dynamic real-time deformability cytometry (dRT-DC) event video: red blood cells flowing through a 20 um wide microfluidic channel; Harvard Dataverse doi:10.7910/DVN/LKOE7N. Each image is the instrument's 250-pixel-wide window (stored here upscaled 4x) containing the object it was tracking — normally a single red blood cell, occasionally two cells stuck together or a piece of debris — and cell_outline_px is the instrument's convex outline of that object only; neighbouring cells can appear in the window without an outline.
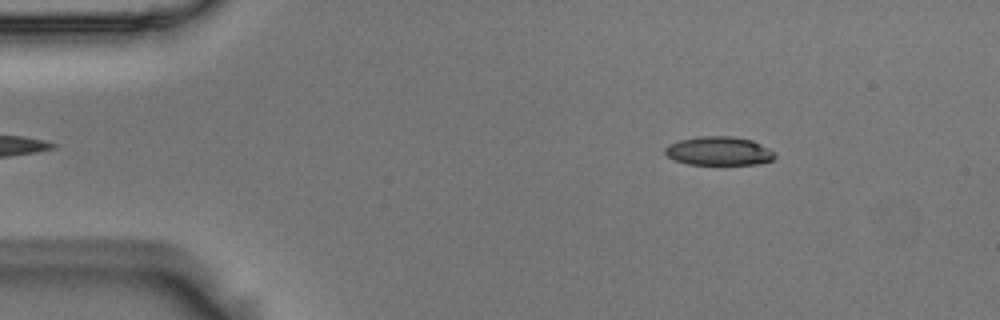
{"species": "Egyptian fruit bat (a non-hibernating species)", "species_latin": "Rousettus aegyptiacus", "temperature_condition": "room temperature", "stored_images_in_passage": 53, "camera_frame_rate_fps": 3000, "um_per_image_px": 0.085, "animal": {"sex": "male"}, "frame": {"image": 1, "passage_image": 6, "time_ms": 1.667, "image_size_px": [1000, 320], "cell_outline_px": [[776, 156], [772, 160], [760, 164], [688, 164], [676, 160], [668, 156], [664, 152], [664, 148], [668, 144], [680, 140], [700, 136], [732, 136], [752, 140], [776, 152]], "centroid_in_image_um": [61.12, 12.83], "position_along_channel_um": 23.9, "area_um2": 18.38}}
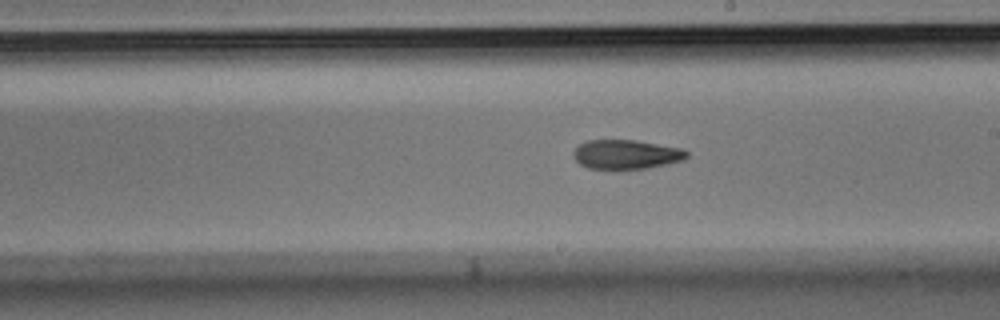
{"frame": {"image": 2, "passage_image": 29, "time_ms": 9.333, "image_size_px": [1000, 320], "cell_outline_px": [[688, 156], [684, 160], [668, 164], [648, 168], [620, 172], [612, 172], [588, 168], [580, 164], [572, 156], [572, 152], [580, 144], [588, 140], [636, 140], [684, 148], [688, 152]], "centroid_in_image_um": [53.23, 13.17], "position_along_channel_um": 235.8, "area_um2": 20.35}}
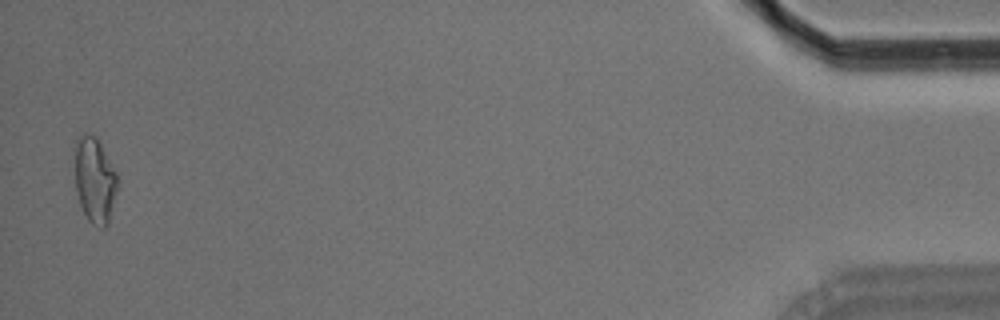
{"frame": {"image": 3, "passage_image": 52, "time_ms": 17.0, "image_size_px": [1000, 320], "cell_outline_px": [[116, 188], [108, 224], [104, 228], [100, 228], [92, 224], [88, 220], [80, 204], [76, 188], [72, 148], [76, 136], [84, 132], [96, 136], [116, 172]], "centroid_in_image_um": [7.98, 15.22], "position_along_channel_um": 427.2, "area_um2": 21.56}, "authors_computed_cell_mechanics": {"area_um2": 19.8254, "velocity_mm_per_s": 3.6657, "shape_relaxation_time_tau1_ms": 7.7965, "shape_relaxation_time_tau2_ms": 8.0885, "deformation_change_tau1": 0.1853, "deformation_change_tau2": 0.1964}}